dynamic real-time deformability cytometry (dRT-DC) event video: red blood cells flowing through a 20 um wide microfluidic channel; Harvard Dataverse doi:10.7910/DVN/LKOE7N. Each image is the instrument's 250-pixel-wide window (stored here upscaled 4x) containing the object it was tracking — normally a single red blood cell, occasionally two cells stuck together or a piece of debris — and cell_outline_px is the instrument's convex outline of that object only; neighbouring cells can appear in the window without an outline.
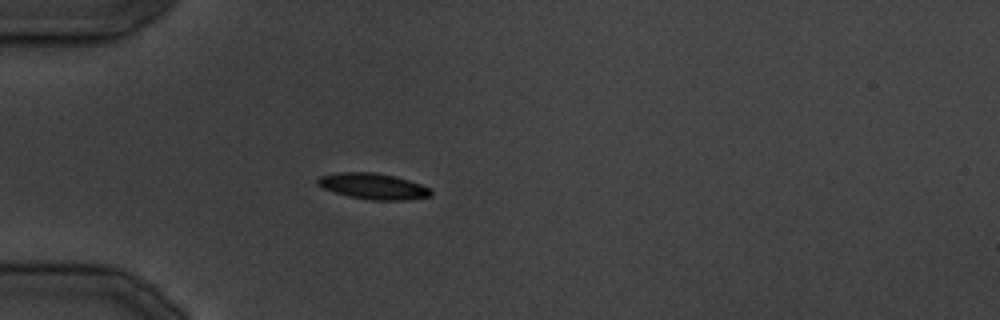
{"species": "common noctule bat (a hibernating species)", "species_latin": "Nyctalus noctula", "temperature_condition": "cold", "stored_images_in_passage": 24, "camera_frame_rate_fps": 3000, "um_per_image_px": 0.085, "animal": {"sex": "male", "body_mass_g": 19.5, "forearm_length_mm": 54.6}, "frame": {"image": 1, "passage_image": 1, "time_ms": 0.0, "image_size_px": [1000, 320], "cell_outline_px": [[432, 196], [404, 200], [368, 200], [348, 196], [324, 188], [316, 184], [316, 180], [320, 176], [336, 172], [372, 172], [396, 176], [432, 188]], "centroid_in_image_um": [31.73, 15.83], "position_along_channel_um": 53.3, "area_um2": 17.22}}
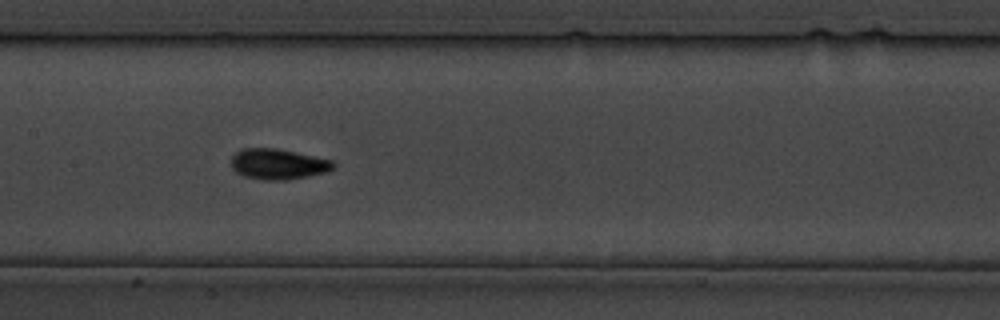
{"frame": {"image": 2, "passage_image": 9, "time_ms": 9.0, "image_size_px": [1000, 320], "cell_outline_px": [[336, 168], [328, 172], [284, 180], [264, 180], [244, 176], [236, 172], [232, 168], [232, 156], [240, 148], [276, 148], [296, 152], [332, 160], [336, 164]], "centroid_in_image_um": [23.65, 13.94], "position_along_channel_um": 183.7, "area_um2": 18.26}}
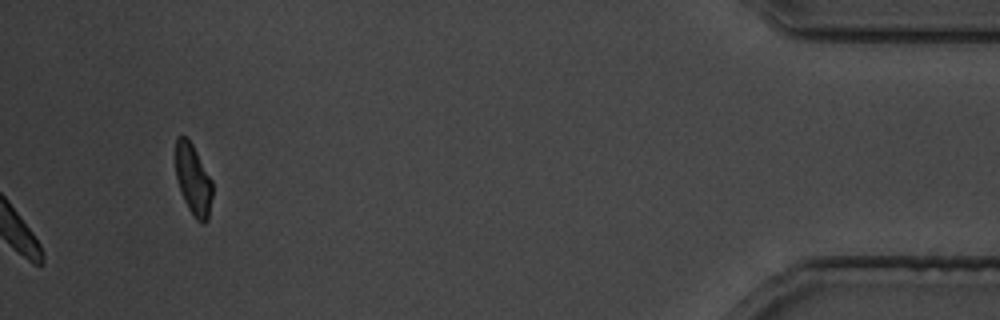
{"frame": {"image": 3, "passage_image": 24, "time_ms": 28.0, "image_size_px": [1000, 320], "cell_outline_px": [[212, 196], [208, 220], [204, 224], [200, 224], [196, 220], [188, 208], [184, 200], [176, 180], [176, 136], [184, 136], [192, 144], [212, 180]], "centroid_in_image_um": [16.43, 15.32], "position_along_channel_um": 418.8, "area_um2": 15.2}}